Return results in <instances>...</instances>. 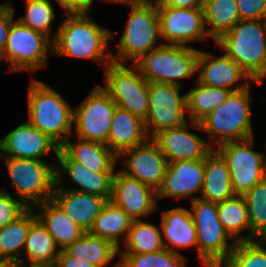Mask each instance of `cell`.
I'll return each mask as SVG.
<instances>
[{
    "instance_id": "6da1fadb",
    "label": "cell",
    "mask_w": 266,
    "mask_h": 267,
    "mask_svg": "<svg viewBox=\"0 0 266 267\" xmlns=\"http://www.w3.org/2000/svg\"><path fill=\"white\" fill-rule=\"evenodd\" d=\"M66 14L53 37L52 55L89 59L105 63V67L109 65L112 57L111 51L107 52V45L115 33L88 18L87 12Z\"/></svg>"
},
{
    "instance_id": "7a4b0ae2",
    "label": "cell",
    "mask_w": 266,
    "mask_h": 267,
    "mask_svg": "<svg viewBox=\"0 0 266 267\" xmlns=\"http://www.w3.org/2000/svg\"><path fill=\"white\" fill-rule=\"evenodd\" d=\"M215 44L253 81L266 78V20H240Z\"/></svg>"
},
{
    "instance_id": "3957f363",
    "label": "cell",
    "mask_w": 266,
    "mask_h": 267,
    "mask_svg": "<svg viewBox=\"0 0 266 267\" xmlns=\"http://www.w3.org/2000/svg\"><path fill=\"white\" fill-rule=\"evenodd\" d=\"M28 90L27 121L61 146L73 134L74 109L41 81L32 79Z\"/></svg>"
},
{
    "instance_id": "277c9868",
    "label": "cell",
    "mask_w": 266,
    "mask_h": 267,
    "mask_svg": "<svg viewBox=\"0 0 266 267\" xmlns=\"http://www.w3.org/2000/svg\"><path fill=\"white\" fill-rule=\"evenodd\" d=\"M200 50L183 45L161 44L143 55L134 65L150 83L181 87L178 80L197 74Z\"/></svg>"
},
{
    "instance_id": "5b68a950",
    "label": "cell",
    "mask_w": 266,
    "mask_h": 267,
    "mask_svg": "<svg viewBox=\"0 0 266 267\" xmlns=\"http://www.w3.org/2000/svg\"><path fill=\"white\" fill-rule=\"evenodd\" d=\"M250 86L231 92L228 98L213 112L199 123L203 130L213 137L215 144L220 145L230 141H241L254 137L251 106ZM216 141V142H215Z\"/></svg>"
},
{
    "instance_id": "8992f818",
    "label": "cell",
    "mask_w": 266,
    "mask_h": 267,
    "mask_svg": "<svg viewBox=\"0 0 266 267\" xmlns=\"http://www.w3.org/2000/svg\"><path fill=\"white\" fill-rule=\"evenodd\" d=\"M191 215L196 227L198 255L206 267H220L236 245L219 222L217 203L197 198L191 201Z\"/></svg>"
},
{
    "instance_id": "52a82bcc",
    "label": "cell",
    "mask_w": 266,
    "mask_h": 267,
    "mask_svg": "<svg viewBox=\"0 0 266 267\" xmlns=\"http://www.w3.org/2000/svg\"><path fill=\"white\" fill-rule=\"evenodd\" d=\"M1 158L7 166L18 199L27 208L52 199L56 186L54 163L25 158Z\"/></svg>"
},
{
    "instance_id": "ba28073f",
    "label": "cell",
    "mask_w": 266,
    "mask_h": 267,
    "mask_svg": "<svg viewBox=\"0 0 266 267\" xmlns=\"http://www.w3.org/2000/svg\"><path fill=\"white\" fill-rule=\"evenodd\" d=\"M130 16L125 30L118 42L117 55L111 53L112 62L130 61L134 64L143 55L160 46L157 45L160 35V20L157 7L128 6Z\"/></svg>"
},
{
    "instance_id": "9c48e42d",
    "label": "cell",
    "mask_w": 266,
    "mask_h": 267,
    "mask_svg": "<svg viewBox=\"0 0 266 267\" xmlns=\"http://www.w3.org/2000/svg\"><path fill=\"white\" fill-rule=\"evenodd\" d=\"M124 64L111 62L105 67V86L101 88L118 107L144 121L149 111V83L134 64L130 68Z\"/></svg>"
},
{
    "instance_id": "30bf717a",
    "label": "cell",
    "mask_w": 266,
    "mask_h": 267,
    "mask_svg": "<svg viewBox=\"0 0 266 267\" xmlns=\"http://www.w3.org/2000/svg\"><path fill=\"white\" fill-rule=\"evenodd\" d=\"M53 38L13 21L2 54L3 61H9L8 71H32L46 67L48 51L53 49Z\"/></svg>"
},
{
    "instance_id": "8fae6325",
    "label": "cell",
    "mask_w": 266,
    "mask_h": 267,
    "mask_svg": "<svg viewBox=\"0 0 266 267\" xmlns=\"http://www.w3.org/2000/svg\"><path fill=\"white\" fill-rule=\"evenodd\" d=\"M254 137L214 146L226 161L235 195H243L266 178V155L253 150Z\"/></svg>"
},
{
    "instance_id": "7c38bea8",
    "label": "cell",
    "mask_w": 266,
    "mask_h": 267,
    "mask_svg": "<svg viewBox=\"0 0 266 267\" xmlns=\"http://www.w3.org/2000/svg\"><path fill=\"white\" fill-rule=\"evenodd\" d=\"M117 105L96 85L89 95L74 108L73 128L79 139L107 146L111 122Z\"/></svg>"
},
{
    "instance_id": "4fadbf2b",
    "label": "cell",
    "mask_w": 266,
    "mask_h": 267,
    "mask_svg": "<svg viewBox=\"0 0 266 267\" xmlns=\"http://www.w3.org/2000/svg\"><path fill=\"white\" fill-rule=\"evenodd\" d=\"M180 88L171 84H149V111L144 120L149 138L187 122L184 113L187 111L186 94L181 95Z\"/></svg>"
},
{
    "instance_id": "5bb4252c",
    "label": "cell",
    "mask_w": 266,
    "mask_h": 267,
    "mask_svg": "<svg viewBox=\"0 0 266 267\" xmlns=\"http://www.w3.org/2000/svg\"><path fill=\"white\" fill-rule=\"evenodd\" d=\"M162 44L183 45L205 40L204 9L157 7Z\"/></svg>"
},
{
    "instance_id": "9a60e30c",
    "label": "cell",
    "mask_w": 266,
    "mask_h": 267,
    "mask_svg": "<svg viewBox=\"0 0 266 267\" xmlns=\"http://www.w3.org/2000/svg\"><path fill=\"white\" fill-rule=\"evenodd\" d=\"M188 122H191V125ZM188 122L179 127L162 130L151 138L168 163L205 159L214 150L211 142L188 130L190 127L201 129L200 123Z\"/></svg>"
},
{
    "instance_id": "2e32d148",
    "label": "cell",
    "mask_w": 266,
    "mask_h": 267,
    "mask_svg": "<svg viewBox=\"0 0 266 267\" xmlns=\"http://www.w3.org/2000/svg\"><path fill=\"white\" fill-rule=\"evenodd\" d=\"M129 157L123 163L125 175L138 179L156 191L161 186L167 169V159L157 144L149 138L145 143L123 151L118 158Z\"/></svg>"
},
{
    "instance_id": "e0dca14e",
    "label": "cell",
    "mask_w": 266,
    "mask_h": 267,
    "mask_svg": "<svg viewBox=\"0 0 266 267\" xmlns=\"http://www.w3.org/2000/svg\"><path fill=\"white\" fill-rule=\"evenodd\" d=\"M156 198L157 192L151 186L115 171L110 201L133 220L152 214L157 206Z\"/></svg>"
},
{
    "instance_id": "ac0fdd59",
    "label": "cell",
    "mask_w": 266,
    "mask_h": 267,
    "mask_svg": "<svg viewBox=\"0 0 266 267\" xmlns=\"http://www.w3.org/2000/svg\"><path fill=\"white\" fill-rule=\"evenodd\" d=\"M51 150L57 157L60 146L27 120L0 139V157L42 160Z\"/></svg>"
},
{
    "instance_id": "d6986e66",
    "label": "cell",
    "mask_w": 266,
    "mask_h": 267,
    "mask_svg": "<svg viewBox=\"0 0 266 267\" xmlns=\"http://www.w3.org/2000/svg\"><path fill=\"white\" fill-rule=\"evenodd\" d=\"M245 82L239 84L240 80ZM199 83L210 87L225 88L232 92L245 89L249 81H253L248 74L225 53L214 57L211 53L201 51L197 60V77ZM247 80V81H246ZM236 84L238 86H236ZM236 86V88H233Z\"/></svg>"
},
{
    "instance_id": "ffe728a7",
    "label": "cell",
    "mask_w": 266,
    "mask_h": 267,
    "mask_svg": "<svg viewBox=\"0 0 266 267\" xmlns=\"http://www.w3.org/2000/svg\"><path fill=\"white\" fill-rule=\"evenodd\" d=\"M204 182V159L184 160L168 163L161 186L157 189V198L188 197L193 201L202 192Z\"/></svg>"
},
{
    "instance_id": "44dd1931",
    "label": "cell",
    "mask_w": 266,
    "mask_h": 267,
    "mask_svg": "<svg viewBox=\"0 0 266 267\" xmlns=\"http://www.w3.org/2000/svg\"><path fill=\"white\" fill-rule=\"evenodd\" d=\"M56 158L58 159L59 163H57V165L55 164V189H66L83 193L95 194L104 197L107 201H110L112 195V182L115 171H92L81 163L77 161H72L61 149L59 150ZM61 170L67 173L70 179L73 180L75 184L77 183L80 188L69 189L64 186L62 187L63 173L61 172Z\"/></svg>"
},
{
    "instance_id": "7402d4cb",
    "label": "cell",
    "mask_w": 266,
    "mask_h": 267,
    "mask_svg": "<svg viewBox=\"0 0 266 267\" xmlns=\"http://www.w3.org/2000/svg\"><path fill=\"white\" fill-rule=\"evenodd\" d=\"M52 199L86 232L108 202L104 197L66 189H54Z\"/></svg>"
},
{
    "instance_id": "603a6c76",
    "label": "cell",
    "mask_w": 266,
    "mask_h": 267,
    "mask_svg": "<svg viewBox=\"0 0 266 267\" xmlns=\"http://www.w3.org/2000/svg\"><path fill=\"white\" fill-rule=\"evenodd\" d=\"M148 139L144 121L117 106L108 135V148L118 157L123 151L141 145Z\"/></svg>"
},
{
    "instance_id": "cb8c5ba5",
    "label": "cell",
    "mask_w": 266,
    "mask_h": 267,
    "mask_svg": "<svg viewBox=\"0 0 266 267\" xmlns=\"http://www.w3.org/2000/svg\"><path fill=\"white\" fill-rule=\"evenodd\" d=\"M160 226L165 241L170 244L163 240L166 249L179 253L176 248L195 246L198 253L197 232L190 210L179 206L162 211Z\"/></svg>"
},
{
    "instance_id": "d4e9b609",
    "label": "cell",
    "mask_w": 266,
    "mask_h": 267,
    "mask_svg": "<svg viewBox=\"0 0 266 267\" xmlns=\"http://www.w3.org/2000/svg\"><path fill=\"white\" fill-rule=\"evenodd\" d=\"M33 208H27L18 218L0 228V266L20 264L30 225L37 219Z\"/></svg>"
},
{
    "instance_id": "484cf974",
    "label": "cell",
    "mask_w": 266,
    "mask_h": 267,
    "mask_svg": "<svg viewBox=\"0 0 266 267\" xmlns=\"http://www.w3.org/2000/svg\"><path fill=\"white\" fill-rule=\"evenodd\" d=\"M36 206L38 209L37 218L52 235L60 250L79 239L86 232L53 199L46 200Z\"/></svg>"
},
{
    "instance_id": "4316f807",
    "label": "cell",
    "mask_w": 266,
    "mask_h": 267,
    "mask_svg": "<svg viewBox=\"0 0 266 267\" xmlns=\"http://www.w3.org/2000/svg\"><path fill=\"white\" fill-rule=\"evenodd\" d=\"M60 149L72 161H77L92 171H115L118 157L105 144L83 139L72 143L69 137Z\"/></svg>"
},
{
    "instance_id": "83f0119b",
    "label": "cell",
    "mask_w": 266,
    "mask_h": 267,
    "mask_svg": "<svg viewBox=\"0 0 266 267\" xmlns=\"http://www.w3.org/2000/svg\"><path fill=\"white\" fill-rule=\"evenodd\" d=\"M201 199L220 203L235 196L226 161L214 149L204 159V182Z\"/></svg>"
},
{
    "instance_id": "f1b7e54d",
    "label": "cell",
    "mask_w": 266,
    "mask_h": 267,
    "mask_svg": "<svg viewBox=\"0 0 266 267\" xmlns=\"http://www.w3.org/2000/svg\"><path fill=\"white\" fill-rule=\"evenodd\" d=\"M59 249V250H58ZM60 248L46 227L37 218L31 225L25 240L22 261L20 264L55 266Z\"/></svg>"
},
{
    "instance_id": "f546056e",
    "label": "cell",
    "mask_w": 266,
    "mask_h": 267,
    "mask_svg": "<svg viewBox=\"0 0 266 267\" xmlns=\"http://www.w3.org/2000/svg\"><path fill=\"white\" fill-rule=\"evenodd\" d=\"M133 219L121 208L108 201L95 218L89 234L111 241L121 249L120 239L125 242Z\"/></svg>"
},
{
    "instance_id": "4dcf8cb0",
    "label": "cell",
    "mask_w": 266,
    "mask_h": 267,
    "mask_svg": "<svg viewBox=\"0 0 266 267\" xmlns=\"http://www.w3.org/2000/svg\"><path fill=\"white\" fill-rule=\"evenodd\" d=\"M68 255L84 259L95 267H105L119 253L111 241L85 232L79 239L63 249Z\"/></svg>"
},
{
    "instance_id": "1f68e13d",
    "label": "cell",
    "mask_w": 266,
    "mask_h": 267,
    "mask_svg": "<svg viewBox=\"0 0 266 267\" xmlns=\"http://www.w3.org/2000/svg\"><path fill=\"white\" fill-rule=\"evenodd\" d=\"M219 222L230 235L233 241H251V228L248 218V210L242 195H235L230 199L217 203ZM247 230L248 235H242Z\"/></svg>"
},
{
    "instance_id": "d6a6232c",
    "label": "cell",
    "mask_w": 266,
    "mask_h": 267,
    "mask_svg": "<svg viewBox=\"0 0 266 267\" xmlns=\"http://www.w3.org/2000/svg\"><path fill=\"white\" fill-rule=\"evenodd\" d=\"M203 9L206 32L214 41L240 21L236 0H205Z\"/></svg>"
},
{
    "instance_id": "836d02e7",
    "label": "cell",
    "mask_w": 266,
    "mask_h": 267,
    "mask_svg": "<svg viewBox=\"0 0 266 267\" xmlns=\"http://www.w3.org/2000/svg\"><path fill=\"white\" fill-rule=\"evenodd\" d=\"M231 92L225 88L203 85L196 80V87L186 93L189 120L199 123L225 102Z\"/></svg>"
},
{
    "instance_id": "e575fe53",
    "label": "cell",
    "mask_w": 266,
    "mask_h": 267,
    "mask_svg": "<svg viewBox=\"0 0 266 267\" xmlns=\"http://www.w3.org/2000/svg\"><path fill=\"white\" fill-rule=\"evenodd\" d=\"M162 233L154 224L133 220L122 253H154L165 248Z\"/></svg>"
},
{
    "instance_id": "d590c367",
    "label": "cell",
    "mask_w": 266,
    "mask_h": 267,
    "mask_svg": "<svg viewBox=\"0 0 266 267\" xmlns=\"http://www.w3.org/2000/svg\"><path fill=\"white\" fill-rule=\"evenodd\" d=\"M251 228V241L266 239V178L242 195Z\"/></svg>"
},
{
    "instance_id": "8d00e7d4",
    "label": "cell",
    "mask_w": 266,
    "mask_h": 267,
    "mask_svg": "<svg viewBox=\"0 0 266 267\" xmlns=\"http://www.w3.org/2000/svg\"><path fill=\"white\" fill-rule=\"evenodd\" d=\"M114 267H185L186 258L166 248L154 253H121Z\"/></svg>"
},
{
    "instance_id": "74e56055",
    "label": "cell",
    "mask_w": 266,
    "mask_h": 267,
    "mask_svg": "<svg viewBox=\"0 0 266 267\" xmlns=\"http://www.w3.org/2000/svg\"><path fill=\"white\" fill-rule=\"evenodd\" d=\"M265 245L266 239L237 242L229 258L220 267H266Z\"/></svg>"
},
{
    "instance_id": "f35d334b",
    "label": "cell",
    "mask_w": 266,
    "mask_h": 267,
    "mask_svg": "<svg viewBox=\"0 0 266 267\" xmlns=\"http://www.w3.org/2000/svg\"><path fill=\"white\" fill-rule=\"evenodd\" d=\"M52 0H27L26 14L18 21L29 28L52 37V21L55 19Z\"/></svg>"
},
{
    "instance_id": "ab89813d",
    "label": "cell",
    "mask_w": 266,
    "mask_h": 267,
    "mask_svg": "<svg viewBox=\"0 0 266 267\" xmlns=\"http://www.w3.org/2000/svg\"><path fill=\"white\" fill-rule=\"evenodd\" d=\"M27 207L19 200L14 199L5 188L0 190V228L18 218Z\"/></svg>"
},
{
    "instance_id": "60d3db41",
    "label": "cell",
    "mask_w": 266,
    "mask_h": 267,
    "mask_svg": "<svg viewBox=\"0 0 266 267\" xmlns=\"http://www.w3.org/2000/svg\"><path fill=\"white\" fill-rule=\"evenodd\" d=\"M240 20H266V0H236Z\"/></svg>"
},
{
    "instance_id": "b9f144b4",
    "label": "cell",
    "mask_w": 266,
    "mask_h": 267,
    "mask_svg": "<svg viewBox=\"0 0 266 267\" xmlns=\"http://www.w3.org/2000/svg\"><path fill=\"white\" fill-rule=\"evenodd\" d=\"M15 10L12 5H0V54L4 52L11 23L14 19Z\"/></svg>"
},
{
    "instance_id": "7bdbcfd3",
    "label": "cell",
    "mask_w": 266,
    "mask_h": 267,
    "mask_svg": "<svg viewBox=\"0 0 266 267\" xmlns=\"http://www.w3.org/2000/svg\"><path fill=\"white\" fill-rule=\"evenodd\" d=\"M55 267H95L90 262L68 255L64 250H60Z\"/></svg>"
},
{
    "instance_id": "ee69618b",
    "label": "cell",
    "mask_w": 266,
    "mask_h": 267,
    "mask_svg": "<svg viewBox=\"0 0 266 267\" xmlns=\"http://www.w3.org/2000/svg\"><path fill=\"white\" fill-rule=\"evenodd\" d=\"M67 13L87 12L94 0H56Z\"/></svg>"
},
{
    "instance_id": "f6af8a7d",
    "label": "cell",
    "mask_w": 266,
    "mask_h": 267,
    "mask_svg": "<svg viewBox=\"0 0 266 267\" xmlns=\"http://www.w3.org/2000/svg\"><path fill=\"white\" fill-rule=\"evenodd\" d=\"M205 0H163L159 7H171V8H203Z\"/></svg>"
},
{
    "instance_id": "bcb514c9",
    "label": "cell",
    "mask_w": 266,
    "mask_h": 267,
    "mask_svg": "<svg viewBox=\"0 0 266 267\" xmlns=\"http://www.w3.org/2000/svg\"><path fill=\"white\" fill-rule=\"evenodd\" d=\"M163 0H118L120 3H127V6H161Z\"/></svg>"
},
{
    "instance_id": "7dc6e473",
    "label": "cell",
    "mask_w": 266,
    "mask_h": 267,
    "mask_svg": "<svg viewBox=\"0 0 266 267\" xmlns=\"http://www.w3.org/2000/svg\"><path fill=\"white\" fill-rule=\"evenodd\" d=\"M26 265L24 264H16L11 267H25ZM29 267H55V266H41V265H29Z\"/></svg>"
},
{
    "instance_id": "c3c4849f",
    "label": "cell",
    "mask_w": 266,
    "mask_h": 267,
    "mask_svg": "<svg viewBox=\"0 0 266 267\" xmlns=\"http://www.w3.org/2000/svg\"><path fill=\"white\" fill-rule=\"evenodd\" d=\"M105 1H108V2H118V0H105Z\"/></svg>"
},
{
    "instance_id": "681fc988",
    "label": "cell",
    "mask_w": 266,
    "mask_h": 267,
    "mask_svg": "<svg viewBox=\"0 0 266 267\" xmlns=\"http://www.w3.org/2000/svg\"><path fill=\"white\" fill-rule=\"evenodd\" d=\"M0 61H3L2 55L0 54Z\"/></svg>"
}]
</instances>
